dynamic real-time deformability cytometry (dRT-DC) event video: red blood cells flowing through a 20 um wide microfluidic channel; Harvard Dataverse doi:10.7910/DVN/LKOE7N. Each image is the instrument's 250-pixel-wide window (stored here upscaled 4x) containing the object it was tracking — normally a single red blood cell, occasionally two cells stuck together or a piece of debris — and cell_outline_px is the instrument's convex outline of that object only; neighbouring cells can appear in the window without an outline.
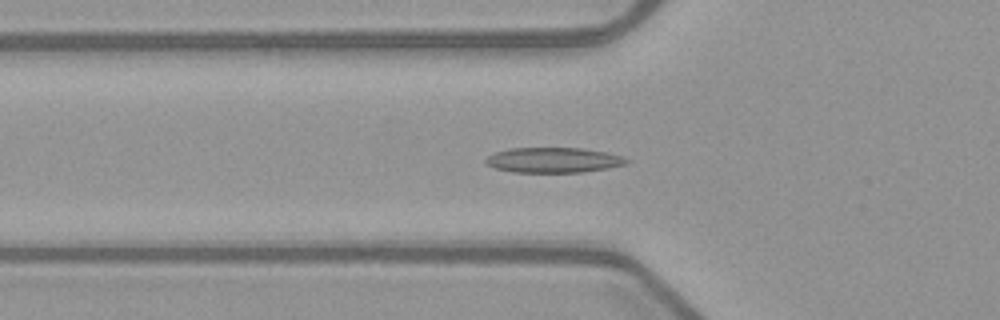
{"species": "common noctule bat (a hibernating species)", "species_latin": "Nyctalus noctula", "temperature_condition": "warm", "stored_images_in_passage": 39, "camera_frame_rate_fps": 3000, "um_per_image_px": 0.085, "animal": {"sex": "female", "body_mass_g": 21.9}, "frame": {"image": 1, "passage_image": 5, "time_ms": 1.333, "image_size_px": [1000, 320], "cell_outline_px": [[632, 160], [628, 164], [608, 168], [580, 172], [512, 172], [496, 168], [488, 164], [484, 160], [488, 156], [496, 152], [508, 148], [580, 148], [608, 152], [624, 156]], "centroid_in_image_um": [47.11, 13.6], "position_along_channel_um": 78.7, "area_um2": 20.75}}
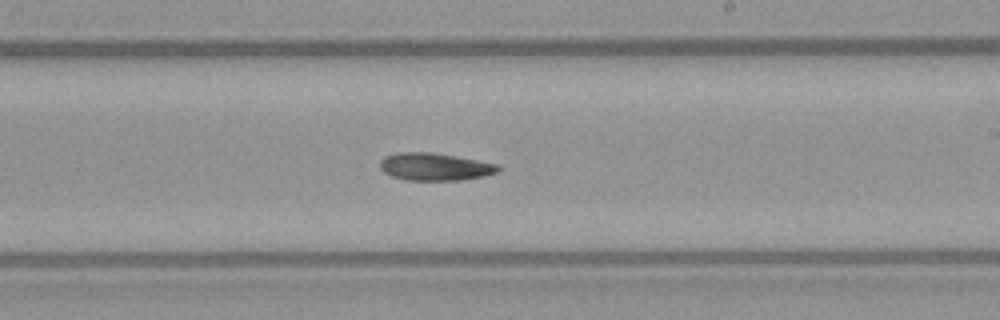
{"frame": {"image": 2, "passage_image": 18, "time_ms": 5.667, "image_size_px": [1000, 320], "cell_outline_px": [[500, 168], [496, 172], [484, 176], [460, 180], [404, 180], [392, 176], [384, 172], [380, 168], [380, 160], [384, 156], [396, 152], [432, 152], [456, 156], [496, 164]], "centroid_in_image_um": [36.9, 14.17], "position_along_channel_um": 252.1, "area_um2": 18.9}}
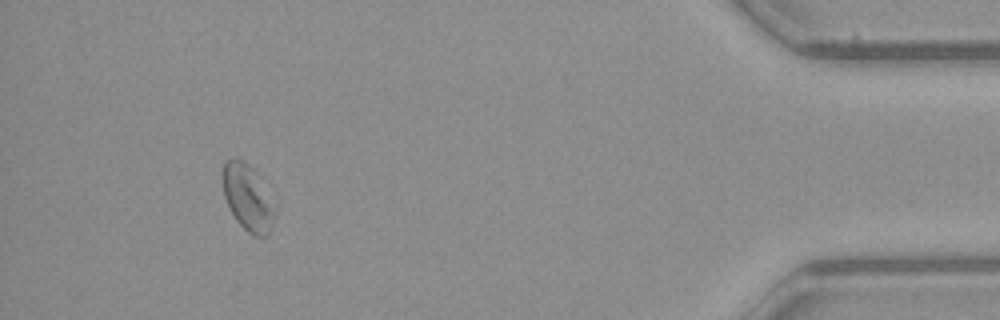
{"frame": {"image": 3, "passage_image": 35, "time_ms": 11.333, "image_size_px": [1000, 320], "cell_outline_px": [[280, 204], [272, 228], [268, 236], [252, 236], [236, 220], [228, 208], [224, 196], [224, 160], [232, 156], [248, 164], [252, 168]], "centroid_in_image_um": [21.16, 16.84], "position_along_channel_um": 414.0, "area_um2": 20.98}, "authors_computed_cell_mechanics": {"area_um2": 19.5364, "velocity_mm_per_s": 3.965, "shape_relaxation_time_tau1_ms": 6.6096, "shape_relaxation_time_tau2_ms": null, "deformation_change_tau1": 0.1291, "deformation_change_tau2": null}}